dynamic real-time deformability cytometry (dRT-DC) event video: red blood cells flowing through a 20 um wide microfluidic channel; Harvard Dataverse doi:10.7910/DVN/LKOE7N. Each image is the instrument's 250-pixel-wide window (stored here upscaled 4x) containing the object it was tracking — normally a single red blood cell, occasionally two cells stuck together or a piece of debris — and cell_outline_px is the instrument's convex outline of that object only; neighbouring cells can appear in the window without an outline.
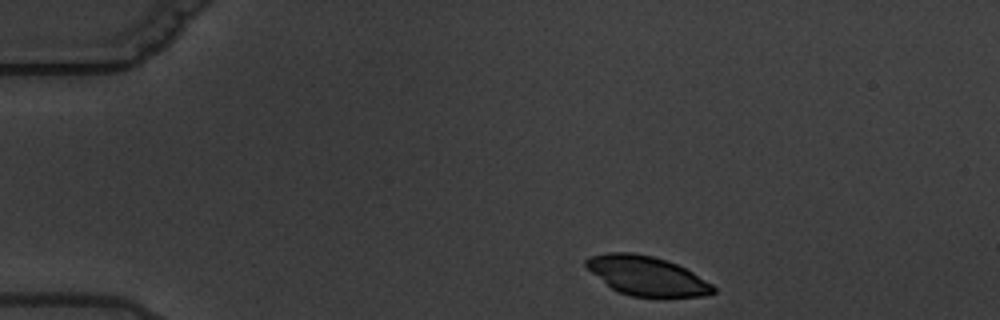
{"species": "common noctule bat (a hibernating species)", "species_latin": "Nyctalus noctula", "temperature_condition": "warm", "stored_images_in_passage": 3, "camera_frame_rate_fps": 3000, "um_per_image_px": 0.085, "animal": {"sex": "male", "body_mass_g": 19.5, "forearm_length_mm": 54.6}, "frame": {"image": 1, "passage_image": 1, "time_ms": 0.0, "image_size_px": [1000, 320], "cell_outline_px": [[716, 292], [704, 296], [632, 296], [620, 292], [612, 288], [592, 272], [584, 264], [584, 260], [592, 256], [608, 252], [632, 252], [652, 256], [676, 264], [692, 272], [712, 284], [716, 288]], "centroid_in_image_um": [54.98, 23.43], "position_along_channel_um": 30.0, "area_um2": 28.5}}